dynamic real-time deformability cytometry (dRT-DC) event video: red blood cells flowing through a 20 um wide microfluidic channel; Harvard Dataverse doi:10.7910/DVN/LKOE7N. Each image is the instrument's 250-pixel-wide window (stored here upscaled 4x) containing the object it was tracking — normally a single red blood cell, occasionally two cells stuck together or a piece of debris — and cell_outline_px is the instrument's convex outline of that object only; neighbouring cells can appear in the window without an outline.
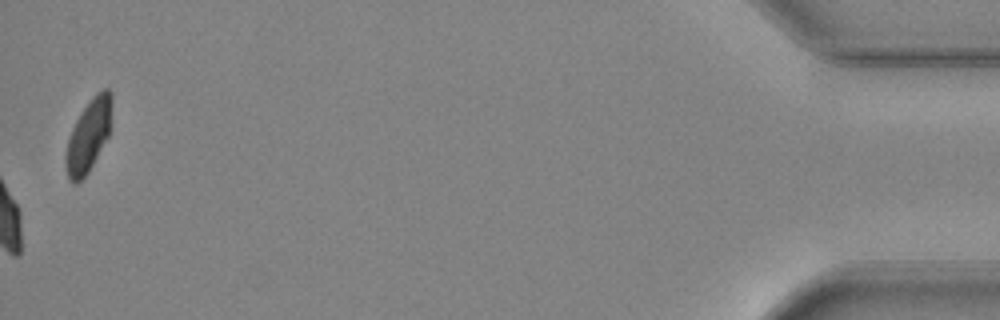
{"species": "common noctule bat (a hibernating species)", "species_latin": "Nyctalus noctula", "temperature_condition": "warm", "stored_images_in_passage": 50, "camera_frame_rate_fps": 3000, "um_per_image_px": 0.085, "animal": {"sex": "female", "body_mass_g": 24.6, "forearm_length_mm": 56.2}, "frame": {"image": 1, "passage_image": 50, "time_ms": 16.333, "image_size_px": [1000, 320], "cell_outline_px": [[112, 104], [108, 136], [88, 172], [76, 184], [72, 184], [68, 180], [64, 164], [64, 156], [68, 140], [72, 128], [80, 112], [92, 96], [96, 92], [104, 88], [108, 88], [112, 92]], "centroid_in_image_um": [7.5, 11.51], "position_along_channel_um": 427.7, "area_um2": 19.54}, "authors_computed_cell_mechanics": {"area_um2": 22.6576, "velocity_mm_per_s": 4.3086, "shape_relaxation_time_tau1_ms": 3.2228, "shape_relaxation_time_tau2_ms": 1.8216, "deformation_change_tau1": 0.1297, "deformation_change_tau2": 0.0488}}